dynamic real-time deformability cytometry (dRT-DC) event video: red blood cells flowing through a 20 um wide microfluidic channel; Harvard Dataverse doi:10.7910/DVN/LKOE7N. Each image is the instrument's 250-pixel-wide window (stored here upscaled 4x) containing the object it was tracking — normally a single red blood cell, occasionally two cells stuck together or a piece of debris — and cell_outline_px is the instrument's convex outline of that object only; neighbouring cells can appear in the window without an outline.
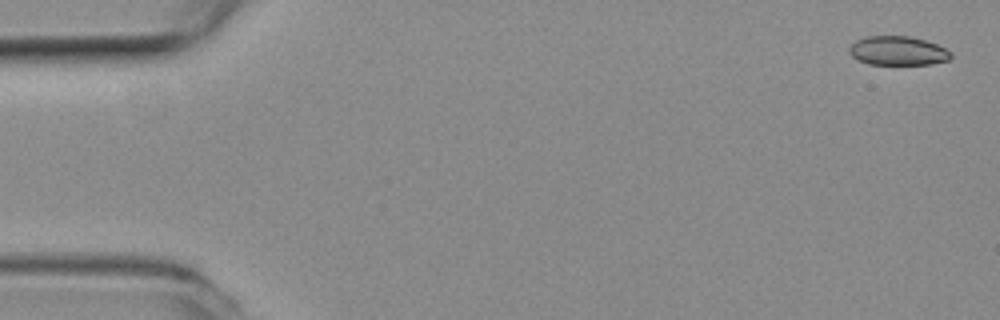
{"species": "common noctule bat (a hibernating species)", "species_latin": "Nyctalus noctula", "temperature_condition": "room temperature", "stored_images_in_passage": 50, "camera_frame_rate_fps": 3000, "um_per_image_px": 0.085, "animal": {"sex": "female", "body_mass_g": 19.3, "forearm_length_mm": 54.1}, "frame": {"image": 1, "passage_image": 2, "time_ms": 0.333, "image_size_px": [1000, 320], "cell_outline_px": [[952, 56], [948, 60], [932, 64], [868, 64], [856, 60], [848, 52], [848, 48], [856, 40], [868, 36], [908, 36], [924, 40], [936, 44], [952, 52]], "centroid_in_image_um": [76.29, 4.32], "position_along_channel_um": 8.7, "area_um2": 17.22}}
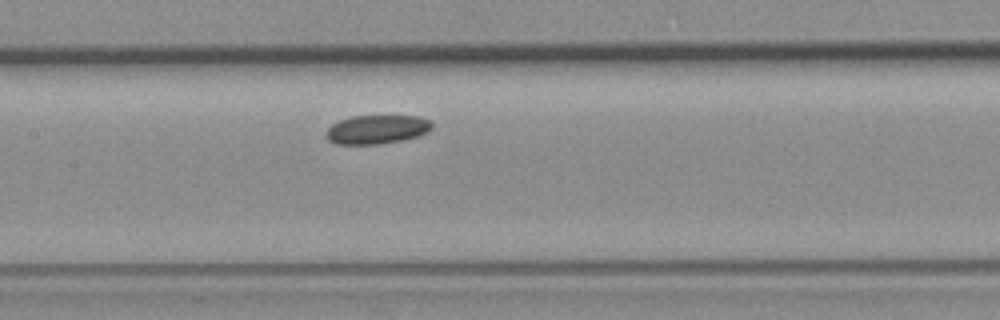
{"frame": {"image": 2, "passage_image": 29, "time_ms": 9.333, "image_size_px": [1000, 320], "cell_outline_px": [[432, 128], [428, 132], [420, 136], [380, 144], [336, 144], [328, 140], [324, 136], [324, 132], [332, 124], [340, 120], [352, 116], [420, 116], [432, 120]], "centroid_in_image_um": [32.04, 11.0], "position_along_channel_um": 175.4, "area_um2": 18.03}}
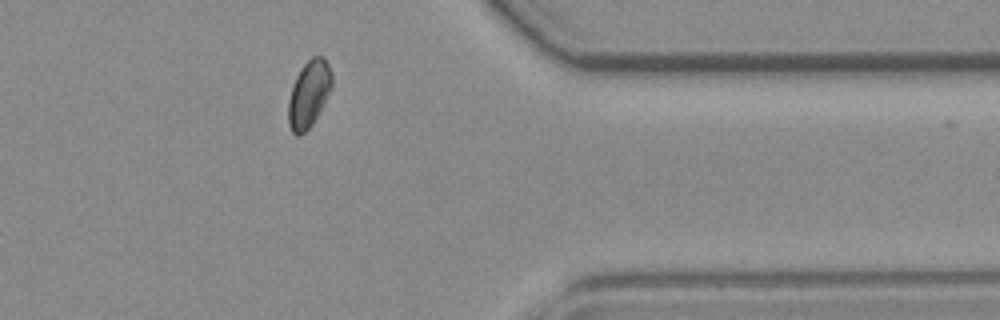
{"frame": {"image": 3, "passage_image": 49, "time_ms": 16.0, "image_size_px": [1000, 320], "cell_outline_px": [[332, 84], [312, 124], [300, 136], [296, 136], [292, 132], [288, 124], [288, 100], [292, 84], [300, 68], [312, 56], [324, 56], [332, 72]], "centroid_in_image_um": [26.22, 7.96], "position_along_channel_um": 385.2, "area_um2": 16.82}}